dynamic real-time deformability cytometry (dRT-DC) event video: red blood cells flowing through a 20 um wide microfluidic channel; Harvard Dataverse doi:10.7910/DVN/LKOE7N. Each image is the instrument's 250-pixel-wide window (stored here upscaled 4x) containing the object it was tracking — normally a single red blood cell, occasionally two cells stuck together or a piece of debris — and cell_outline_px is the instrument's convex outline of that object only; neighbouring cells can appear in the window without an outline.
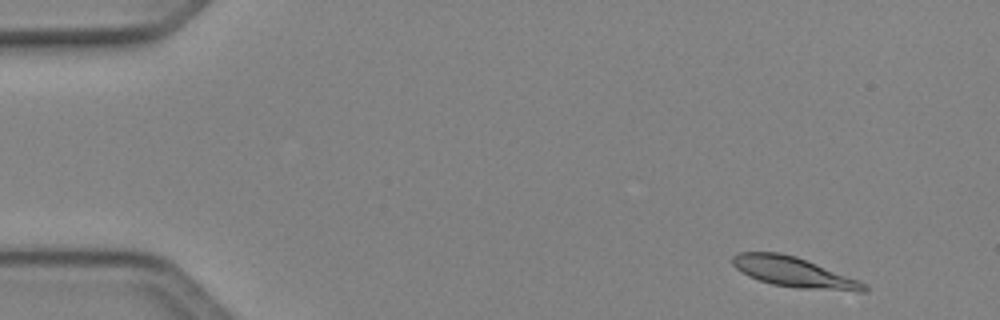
{"species": "Egyptian fruit bat (a non-hibernating species)", "species_latin": "Rousettus aegyptiacus", "temperature_condition": "cold", "stored_images_in_passage": 48, "camera_frame_rate_fps": 3000, "um_per_image_px": 0.085, "animal": {"sex": "female"}, "frame": {"image": 1, "passage_image": 3, "time_ms": 0.667, "image_size_px": [1000, 320], "cell_outline_px": [[868, 292], [860, 292], [800, 288], [772, 284], [748, 276], [736, 268], [732, 264], [732, 256], [740, 252], [780, 252], [796, 256], [868, 284]], "centroid_in_image_um": [67.49, 23.14], "position_along_channel_um": 17.5, "area_um2": 22.95}}
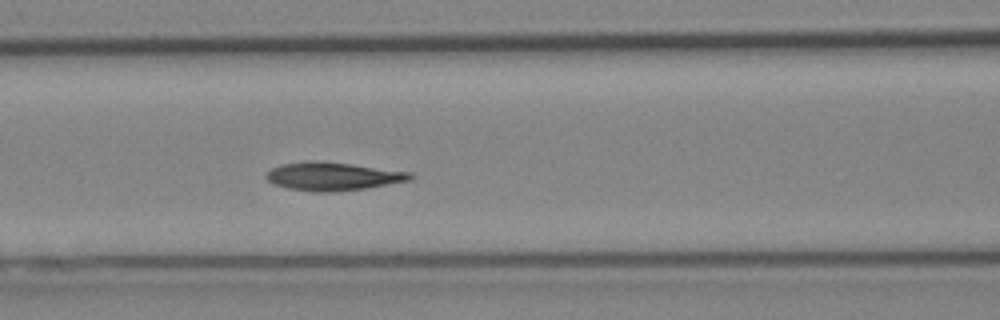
{"frame": {"image": 2, "passage_image": 20, "time_ms": 6.333, "image_size_px": [1000, 320], "cell_outline_px": [[416, 176], [412, 180], [368, 188], [332, 192], [312, 192], [288, 188], [272, 184], [268, 180], [268, 172], [272, 168], [284, 164], [348, 164], [412, 172]], "centroid_in_image_um": [28.42, 15.05], "position_along_channel_um": 138.2, "area_um2": 22.66}}
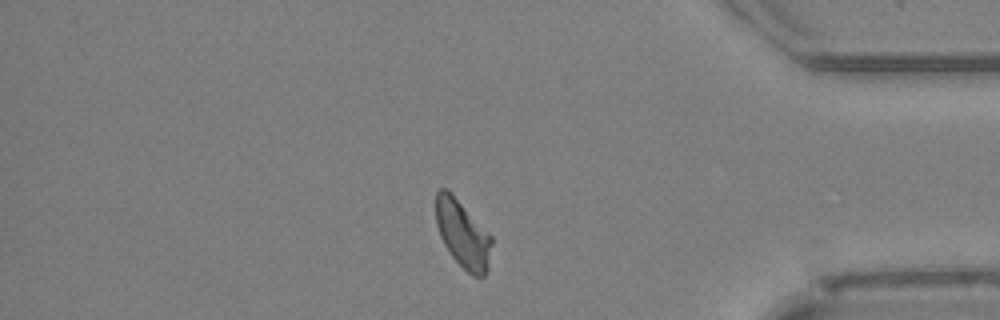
{"frame": {"image": 3, "passage_image": 41, "time_ms": 13.333, "image_size_px": [1000, 320], "cell_outline_px": [[492, 244], [488, 268], [484, 276], [472, 276], [452, 256], [444, 244], [440, 236], [436, 224], [436, 192], [440, 188], [448, 188], [452, 192], [492, 236]], "centroid_in_image_um": [39.33, 19.86], "position_along_channel_um": 395.9, "area_um2": 21.96}, "authors_computed_cell_mechanics": {"area_um2": 22.7154, "velocity_mm_per_s": 4.0579, "shape_relaxation_time_tau1_ms": 2.9836, "shape_relaxation_time_tau2_ms": 3.0754, "deformation_change_tau1": 0.1323, "deformation_change_tau2": 0.0946}}